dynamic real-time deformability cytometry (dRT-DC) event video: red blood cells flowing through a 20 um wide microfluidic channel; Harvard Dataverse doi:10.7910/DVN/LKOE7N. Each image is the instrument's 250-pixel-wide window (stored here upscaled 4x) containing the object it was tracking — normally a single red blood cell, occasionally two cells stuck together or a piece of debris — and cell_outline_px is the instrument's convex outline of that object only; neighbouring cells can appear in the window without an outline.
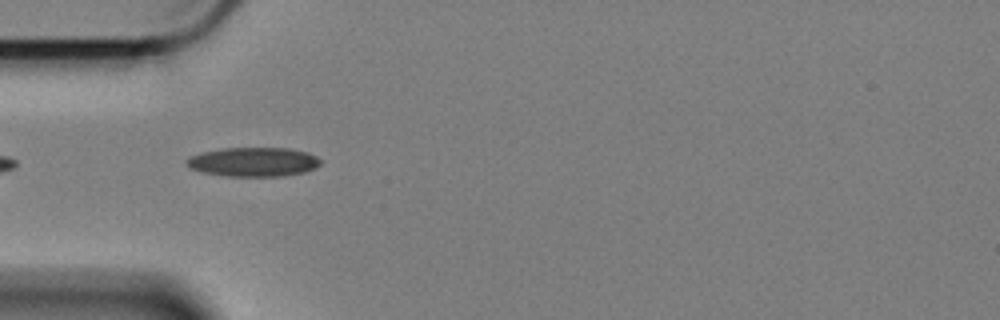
{"species": "Egyptian fruit bat (a non-hibernating species)", "species_latin": "Rousettus aegyptiacus", "temperature_condition": "cold", "stored_images_in_passage": 11, "camera_frame_rate_fps": 3000, "um_per_image_px": 0.085, "animal": {"sex": "female"}, "frame": {"image": 1, "passage_image": 2, "time_ms": 0.333, "image_size_px": [1000, 320], "cell_outline_px": [[320, 164], [316, 168], [304, 172], [280, 176], [228, 176], [204, 172], [188, 168], [184, 164], [184, 160], [192, 156], [204, 152], [224, 148], [288, 148], [308, 152], [316, 156], [320, 160]], "centroid_in_image_um": [21.54, 13.76], "position_along_channel_um": 63.5, "area_um2": 22.72}}
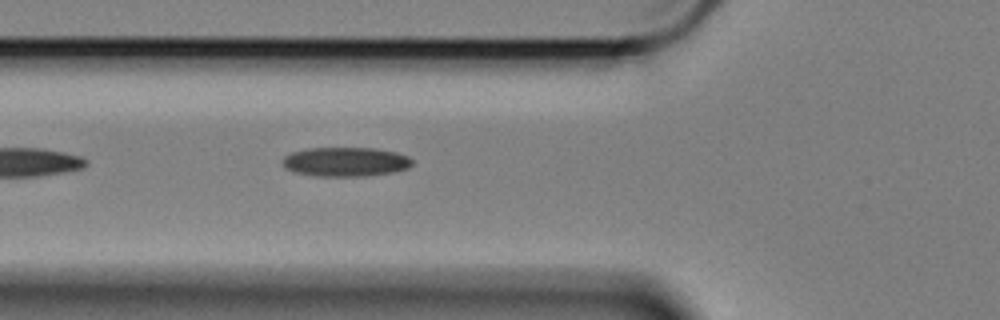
{"frame": {"image": 2, "passage_image": 5, "time_ms": 1.333, "image_size_px": [1000, 320], "cell_outline_px": [[412, 164], [408, 168], [392, 172], [368, 176], [312, 176], [292, 172], [284, 168], [284, 156], [292, 152], [308, 148], [372, 148], [396, 152], [408, 156], [412, 160]], "centroid_in_image_um": [29.35, 13.76], "position_along_channel_um": 96.4, "area_um2": 22.2}}